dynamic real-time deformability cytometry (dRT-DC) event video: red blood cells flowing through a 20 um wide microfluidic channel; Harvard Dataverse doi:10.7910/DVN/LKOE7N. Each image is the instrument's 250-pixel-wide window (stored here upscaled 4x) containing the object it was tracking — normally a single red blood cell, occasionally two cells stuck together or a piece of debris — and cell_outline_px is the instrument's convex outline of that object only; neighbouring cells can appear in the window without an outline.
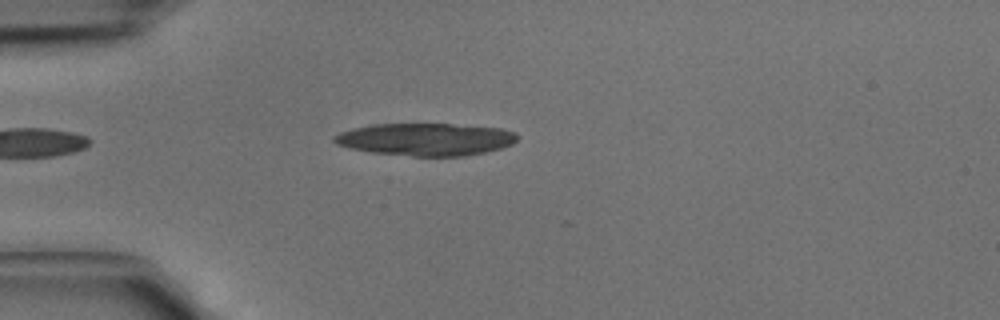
{"species": "common noctule bat (a hibernating species)", "species_latin": "Nyctalus noctula", "temperature_condition": "cold", "stored_images_in_passage": 36, "camera_frame_rate_fps": 3000, "um_per_image_px": 0.085, "animal": {"sex": "male", "body_mass_g": 15.6}, "frame": {"image": 1, "passage_image": 5, "time_ms": 1.333, "image_size_px": [1000, 320], "cell_outline_px": [[520, 136], [512, 144], [500, 148], [484, 152], [464, 156], [412, 156], [372, 152], [348, 148], [336, 144], [332, 140], [332, 136], [340, 132], [352, 128], [372, 124], [452, 124], [500, 128], [516, 132]], "centroid_in_image_um": [36.16, 11.84], "position_along_channel_um": 48.8, "area_um2": 34.74}}